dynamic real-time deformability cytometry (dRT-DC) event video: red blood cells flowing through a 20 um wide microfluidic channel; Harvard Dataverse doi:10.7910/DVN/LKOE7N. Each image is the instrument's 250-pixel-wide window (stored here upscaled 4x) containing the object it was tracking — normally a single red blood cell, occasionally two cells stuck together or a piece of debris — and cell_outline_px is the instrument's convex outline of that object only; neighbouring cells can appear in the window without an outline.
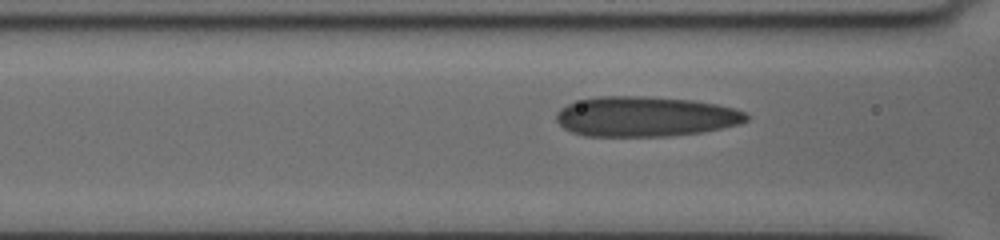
{"species": "human", "species_latin": "Homo sapiens", "temperature_condition": "cold", "stored_images_in_passage": 15, "camera_frame_rate_fps": 3000, "um_per_image_px": 0.085, "donor": {"sex": "female"}, "frame": {"image": 1, "passage_image": 12, "time_ms": 3.667, "image_size_px": [1000, 240], "cell_outline_px": [[748, 120], [740, 124], [700, 132], [668, 136], [584, 136], [572, 132], [564, 128], [556, 120], [556, 112], [560, 108], [568, 104], [596, 96], [644, 96], [692, 100], [716, 104], [736, 108], [744, 112], [748, 116]], "centroid_in_image_um": [54.84, 9.9], "position_along_channel_um": 111.8, "area_um2": 44.39}}